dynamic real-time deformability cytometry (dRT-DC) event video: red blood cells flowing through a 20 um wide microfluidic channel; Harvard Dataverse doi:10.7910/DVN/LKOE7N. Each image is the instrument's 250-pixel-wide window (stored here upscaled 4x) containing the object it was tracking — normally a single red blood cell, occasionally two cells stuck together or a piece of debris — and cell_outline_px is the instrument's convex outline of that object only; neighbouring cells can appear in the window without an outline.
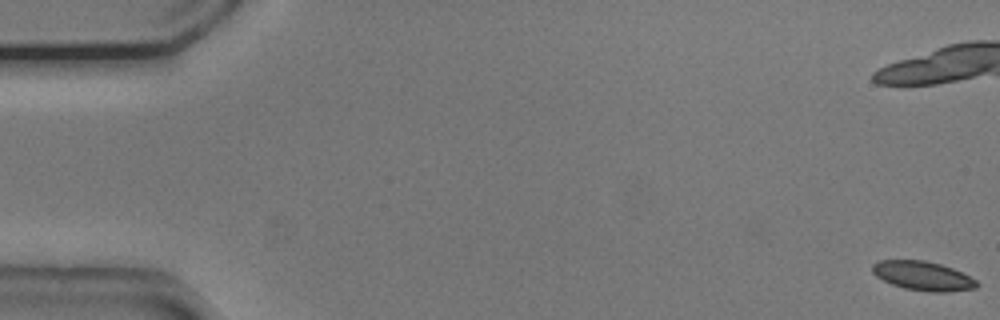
{"species": "common noctule bat (a hibernating species)", "species_latin": "Nyctalus noctula", "temperature_condition": "cold", "stored_images_in_passage": 21, "camera_frame_rate_fps": 3000, "um_per_image_px": 0.085, "animal": {"sex": "male", "body_mass_g": 20.5, "forearm_length_mm": 52.5}, "frame": {"image": 1, "passage_image": 1, "time_ms": 0.0, "image_size_px": [1000, 320], "cell_outline_px": [[980, 284], [976, 288], [948, 292], [928, 292], [904, 288], [892, 284], [876, 276], [872, 272], [872, 264], [880, 260], [924, 260], [940, 264], [952, 268], [976, 280]], "centroid_in_image_um": [78.44, 23.45], "position_along_channel_um": 6.6, "area_um2": 17.69}}